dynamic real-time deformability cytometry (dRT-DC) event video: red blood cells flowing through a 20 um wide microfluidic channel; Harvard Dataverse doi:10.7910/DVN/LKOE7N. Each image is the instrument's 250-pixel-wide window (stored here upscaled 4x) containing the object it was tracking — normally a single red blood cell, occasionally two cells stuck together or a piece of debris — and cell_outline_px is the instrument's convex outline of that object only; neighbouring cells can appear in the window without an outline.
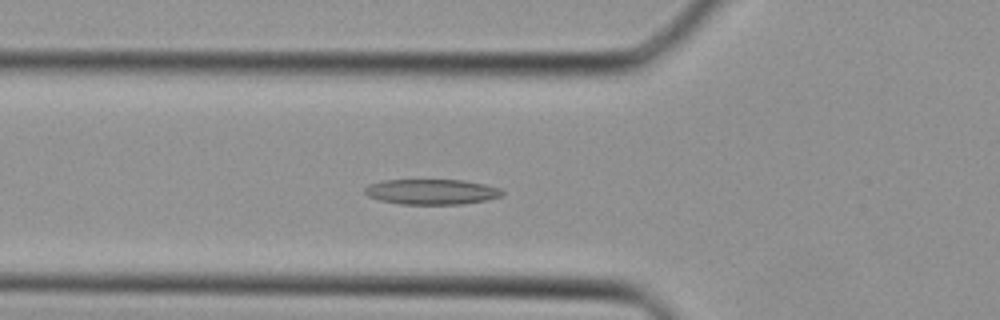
{"species": "Egyptian fruit bat (a non-hibernating species)", "species_latin": "Rousettus aegyptiacus", "temperature_condition": "cold", "stored_images_in_passage": 31, "camera_frame_rate_fps": 3000, "um_per_image_px": 0.085, "animal": {"sex": "female"}, "frame": {"image": 1, "passage_image": 6, "time_ms": 1.667, "image_size_px": [1000, 320], "cell_outline_px": [[504, 192], [500, 196], [488, 200], [460, 204], [400, 204], [380, 200], [368, 196], [364, 192], [364, 188], [368, 184], [380, 180], [460, 180], [484, 184], [500, 188]], "centroid_in_image_um": [36.65, 16.3], "position_along_channel_um": 89.1, "area_um2": 20.29}}
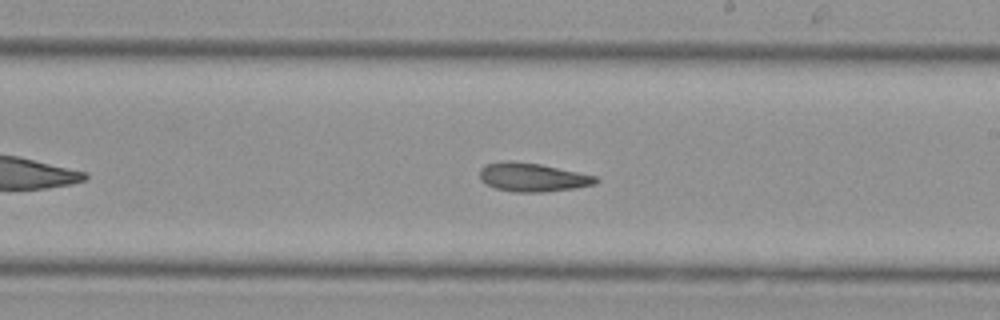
{"frame": {"image": 2, "passage_image": 15, "time_ms": 4.667, "image_size_px": [1000, 320], "cell_outline_px": [[600, 180], [596, 184], [576, 188], [544, 192], [516, 192], [496, 188], [484, 184], [480, 180], [480, 168], [484, 164], [504, 160], [508, 160], [540, 164], [596, 176]], "centroid_in_image_um": [45.24, 15.06], "position_along_channel_um": 243.8, "area_um2": 19.54}}
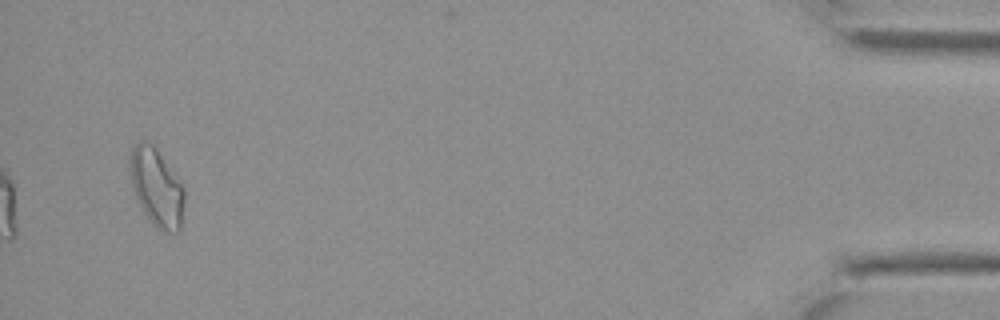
{"frame": {"image": 3, "passage_image": 30, "time_ms": 9.667, "image_size_px": [1000, 320], "cell_outline_px": [[184, 200], [180, 232], [168, 232], [160, 228], [144, 212], [136, 196], [132, 184], [128, 168], [128, 160], [132, 148], [140, 140], [144, 140], [152, 144], [156, 148], [184, 188]], "centroid_in_image_um": [13.29, 15.88], "position_along_channel_um": 421.9, "area_um2": 24.22}}